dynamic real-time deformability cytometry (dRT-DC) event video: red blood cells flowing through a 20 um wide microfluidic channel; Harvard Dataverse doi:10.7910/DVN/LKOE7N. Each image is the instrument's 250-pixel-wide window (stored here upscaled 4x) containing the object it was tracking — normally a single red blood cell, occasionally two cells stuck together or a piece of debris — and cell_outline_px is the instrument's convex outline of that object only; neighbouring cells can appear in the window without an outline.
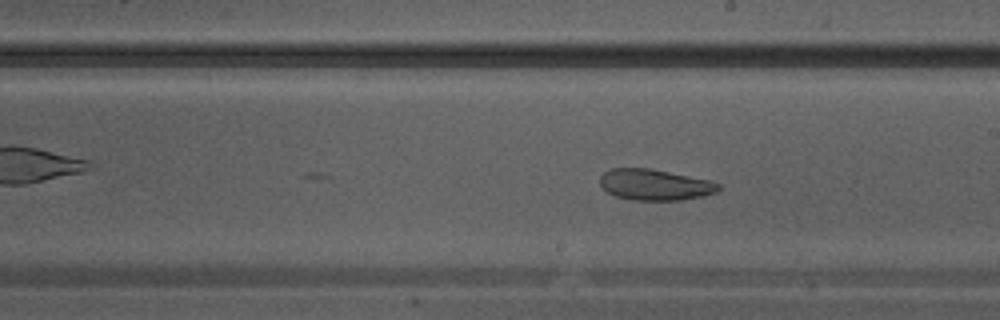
{"species": "Egyptian fruit bat (a non-hibernating species)", "species_latin": "Rousettus aegyptiacus", "temperature_condition": "warm", "stored_images_in_passage": 15, "camera_frame_rate_fps": 3000, "um_per_image_px": 0.085, "animal": {"sex": "male"}, "frame": {"image": 1, "passage_image": 15, "time_ms": 4.667, "image_size_px": [1000, 320], "cell_outline_px": [[720, 188], [716, 192], [700, 196], [680, 200], [632, 200], [616, 196], [608, 192], [600, 184], [600, 176], [604, 172], [612, 168], [652, 168], [712, 180], [720, 184]], "centroid_in_image_um": [55.67, 15.69], "position_along_channel_um": 233.3, "area_um2": 21.5}}